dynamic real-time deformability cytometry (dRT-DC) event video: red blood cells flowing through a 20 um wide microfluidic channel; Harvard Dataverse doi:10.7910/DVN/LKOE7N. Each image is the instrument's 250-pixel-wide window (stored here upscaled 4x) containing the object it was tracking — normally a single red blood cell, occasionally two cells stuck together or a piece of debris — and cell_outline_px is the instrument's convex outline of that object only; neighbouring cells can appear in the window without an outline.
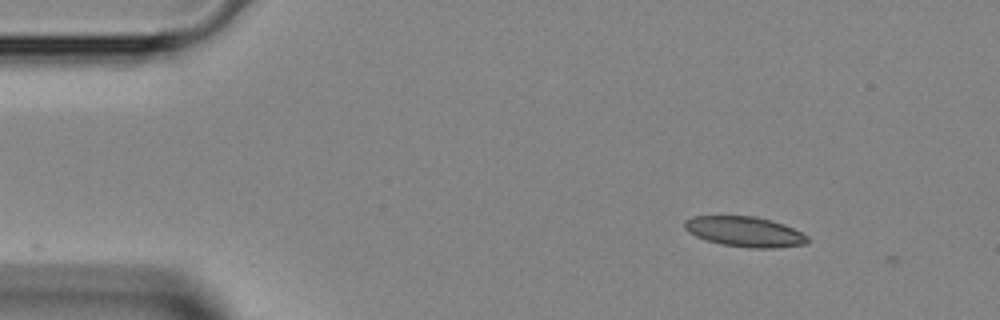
{"species": "Egyptian fruit bat (a non-hibernating species)", "species_latin": "Rousettus aegyptiacus", "temperature_condition": "room temperature", "stored_images_in_passage": 5, "camera_frame_rate_fps": 3000, "um_per_image_px": 0.085, "animal": {"sex": "female"}, "frame": {"image": 1, "passage_image": 1, "time_ms": 0.0, "image_size_px": [1000, 320], "cell_outline_px": [[808, 240], [804, 244], [776, 248], [748, 248], [720, 244], [696, 236], [688, 232], [684, 228], [684, 220], [692, 216], [756, 216], [784, 224], [808, 236]], "centroid_in_image_um": [63.27, 19.69], "position_along_channel_um": 21.7, "area_um2": 21.62}}